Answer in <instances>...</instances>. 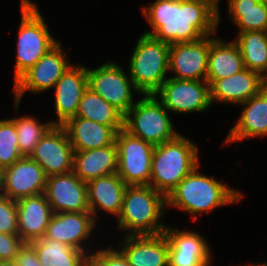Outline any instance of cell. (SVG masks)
Instances as JSON below:
<instances>
[{"label": "cell", "instance_id": "ac0fdd59", "mask_svg": "<svg viewBox=\"0 0 267 266\" xmlns=\"http://www.w3.org/2000/svg\"><path fill=\"white\" fill-rule=\"evenodd\" d=\"M96 222L91 212L54 213L43 237L87 253L84 242L90 238Z\"/></svg>", "mask_w": 267, "mask_h": 266}, {"label": "cell", "instance_id": "836d02e7", "mask_svg": "<svg viewBox=\"0 0 267 266\" xmlns=\"http://www.w3.org/2000/svg\"><path fill=\"white\" fill-rule=\"evenodd\" d=\"M101 249L87 255V266H132L118 249Z\"/></svg>", "mask_w": 267, "mask_h": 266}, {"label": "cell", "instance_id": "f546056e", "mask_svg": "<svg viewBox=\"0 0 267 266\" xmlns=\"http://www.w3.org/2000/svg\"><path fill=\"white\" fill-rule=\"evenodd\" d=\"M237 44L245 68L264 76L267 73V31L239 32Z\"/></svg>", "mask_w": 267, "mask_h": 266}, {"label": "cell", "instance_id": "9a60e30c", "mask_svg": "<svg viewBox=\"0 0 267 266\" xmlns=\"http://www.w3.org/2000/svg\"><path fill=\"white\" fill-rule=\"evenodd\" d=\"M210 36L195 42L170 44L169 71L178 80L206 81Z\"/></svg>", "mask_w": 267, "mask_h": 266}, {"label": "cell", "instance_id": "603a6c76", "mask_svg": "<svg viewBox=\"0 0 267 266\" xmlns=\"http://www.w3.org/2000/svg\"><path fill=\"white\" fill-rule=\"evenodd\" d=\"M127 185L117 173L101 176L87 183L89 210L96 221L99 209L119 216Z\"/></svg>", "mask_w": 267, "mask_h": 266}, {"label": "cell", "instance_id": "277c9868", "mask_svg": "<svg viewBox=\"0 0 267 266\" xmlns=\"http://www.w3.org/2000/svg\"><path fill=\"white\" fill-rule=\"evenodd\" d=\"M179 134L175 139L155 146L150 186L166 198L181 180L199 164V147Z\"/></svg>", "mask_w": 267, "mask_h": 266}, {"label": "cell", "instance_id": "4316f807", "mask_svg": "<svg viewBox=\"0 0 267 266\" xmlns=\"http://www.w3.org/2000/svg\"><path fill=\"white\" fill-rule=\"evenodd\" d=\"M41 266H87V255L65 243L42 237L30 242Z\"/></svg>", "mask_w": 267, "mask_h": 266}, {"label": "cell", "instance_id": "d4e9b609", "mask_svg": "<svg viewBox=\"0 0 267 266\" xmlns=\"http://www.w3.org/2000/svg\"><path fill=\"white\" fill-rule=\"evenodd\" d=\"M62 126L68 133L74 151L91 150L112 145L117 134L110 126L81 117L70 118Z\"/></svg>", "mask_w": 267, "mask_h": 266}, {"label": "cell", "instance_id": "e0dca14e", "mask_svg": "<svg viewBox=\"0 0 267 266\" xmlns=\"http://www.w3.org/2000/svg\"><path fill=\"white\" fill-rule=\"evenodd\" d=\"M88 88L87 67L71 65L54 86V106L57 119L54 125L62 126L76 116L84 91Z\"/></svg>", "mask_w": 267, "mask_h": 266}, {"label": "cell", "instance_id": "d6986e66", "mask_svg": "<svg viewBox=\"0 0 267 266\" xmlns=\"http://www.w3.org/2000/svg\"><path fill=\"white\" fill-rule=\"evenodd\" d=\"M124 237L118 250L132 266H169V242L164 232Z\"/></svg>", "mask_w": 267, "mask_h": 266}, {"label": "cell", "instance_id": "1f68e13d", "mask_svg": "<svg viewBox=\"0 0 267 266\" xmlns=\"http://www.w3.org/2000/svg\"><path fill=\"white\" fill-rule=\"evenodd\" d=\"M19 151L17 132L14 122L9 119L0 120V171L22 158Z\"/></svg>", "mask_w": 267, "mask_h": 266}, {"label": "cell", "instance_id": "ba28073f", "mask_svg": "<svg viewBox=\"0 0 267 266\" xmlns=\"http://www.w3.org/2000/svg\"><path fill=\"white\" fill-rule=\"evenodd\" d=\"M60 41L45 53L31 68L14 81L15 108L18 110L24 93H43L53 89L63 73L72 65Z\"/></svg>", "mask_w": 267, "mask_h": 266}, {"label": "cell", "instance_id": "2e32d148", "mask_svg": "<svg viewBox=\"0 0 267 266\" xmlns=\"http://www.w3.org/2000/svg\"><path fill=\"white\" fill-rule=\"evenodd\" d=\"M164 233L169 242V266H210L212 251L201 234L171 226Z\"/></svg>", "mask_w": 267, "mask_h": 266}, {"label": "cell", "instance_id": "484cf974", "mask_svg": "<svg viewBox=\"0 0 267 266\" xmlns=\"http://www.w3.org/2000/svg\"><path fill=\"white\" fill-rule=\"evenodd\" d=\"M212 37V38H211ZM245 69L242 54L234 41L228 43L210 35L206 81L227 78Z\"/></svg>", "mask_w": 267, "mask_h": 266}, {"label": "cell", "instance_id": "7c38bea8", "mask_svg": "<svg viewBox=\"0 0 267 266\" xmlns=\"http://www.w3.org/2000/svg\"><path fill=\"white\" fill-rule=\"evenodd\" d=\"M43 168L29 156H23L0 171V193L11 200L44 193L46 185Z\"/></svg>", "mask_w": 267, "mask_h": 266}, {"label": "cell", "instance_id": "44dd1931", "mask_svg": "<svg viewBox=\"0 0 267 266\" xmlns=\"http://www.w3.org/2000/svg\"><path fill=\"white\" fill-rule=\"evenodd\" d=\"M239 105L244 106L243 111L237 123L229 130L224 145L267 136V86Z\"/></svg>", "mask_w": 267, "mask_h": 266}, {"label": "cell", "instance_id": "5bb4252c", "mask_svg": "<svg viewBox=\"0 0 267 266\" xmlns=\"http://www.w3.org/2000/svg\"><path fill=\"white\" fill-rule=\"evenodd\" d=\"M44 195L54 213L90 212L87 183L73 171L47 177Z\"/></svg>", "mask_w": 267, "mask_h": 266}, {"label": "cell", "instance_id": "6da1fadb", "mask_svg": "<svg viewBox=\"0 0 267 266\" xmlns=\"http://www.w3.org/2000/svg\"><path fill=\"white\" fill-rule=\"evenodd\" d=\"M142 7L152 27L143 34L164 43L195 42L217 33L221 12L216 0H155Z\"/></svg>", "mask_w": 267, "mask_h": 266}, {"label": "cell", "instance_id": "cb8c5ba5", "mask_svg": "<svg viewBox=\"0 0 267 266\" xmlns=\"http://www.w3.org/2000/svg\"><path fill=\"white\" fill-rule=\"evenodd\" d=\"M73 172L86 183L101 176L117 173L116 143L97 149L74 151Z\"/></svg>", "mask_w": 267, "mask_h": 266}, {"label": "cell", "instance_id": "4fadbf2b", "mask_svg": "<svg viewBox=\"0 0 267 266\" xmlns=\"http://www.w3.org/2000/svg\"><path fill=\"white\" fill-rule=\"evenodd\" d=\"M74 150L63 126L54 125L29 156L42 168L46 177L73 171Z\"/></svg>", "mask_w": 267, "mask_h": 266}, {"label": "cell", "instance_id": "e575fe53", "mask_svg": "<svg viewBox=\"0 0 267 266\" xmlns=\"http://www.w3.org/2000/svg\"><path fill=\"white\" fill-rule=\"evenodd\" d=\"M23 244L18 234L0 233V263H11Z\"/></svg>", "mask_w": 267, "mask_h": 266}, {"label": "cell", "instance_id": "5b68a950", "mask_svg": "<svg viewBox=\"0 0 267 266\" xmlns=\"http://www.w3.org/2000/svg\"><path fill=\"white\" fill-rule=\"evenodd\" d=\"M170 44L142 34L129 61V76L139 95H154L168 79Z\"/></svg>", "mask_w": 267, "mask_h": 266}, {"label": "cell", "instance_id": "52a82bcc", "mask_svg": "<svg viewBox=\"0 0 267 266\" xmlns=\"http://www.w3.org/2000/svg\"><path fill=\"white\" fill-rule=\"evenodd\" d=\"M142 96L124 115V129L153 146L175 139L180 133L174 130L168 110L154 95Z\"/></svg>", "mask_w": 267, "mask_h": 266}, {"label": "cell", "instance_id": "8d00e7d4", "mask_svg": "<svg viewBox=\"0 0 267 266\" xmlns=\"http://www.w3.org/2000/svg\"><path fill=\"white\" fill-rule=\"evenodd\" d=\"M247 266H267V262H264V263H259V264H255L254 265V263L253 264H250V265H247Z\"/></svg>", "mask_w": 267, "mask_h": 266}, {"label": "cell", "instance_id": "f35d334b", "mask_svg": "<svg viewBox=\"0 0 267 266\" xmlns=\"http://www.w3.org/2000/svg\"><path fill=\"white\" fill-rule=\"evenodd\" d=\"M263 79H264V82H265V84L267 86V73L263 76Z\"/></svg>", "mask_w": 267, "mask_h": 266}, {"label": "cell", "instance_id": "74e56055", "mask_svg": "<svg viewBox=\"0 0 267 266\" xmlns=\"http://www.w3.org/2000/svg\"><path fill=\"white\" fill-rule=\"evenodd\" d=\"M0 266H14L12 263H0Z\"/></svg>", "mask_w": 267, "mask_h": 266}, {"label": "cell", "instance_id": "4dcf8cb0", "mask_svg": "<svg viewBox=\"0 0 267 266\" xmlns=\"http://www.w3.org/2000/svg\"><path fill=\"white\" fill-rule=\"evenodd\" d=\"M10 119L16 127L18 147L22 156H30L41 138L54 126L52 121L42 124L30 115Z\"/></svg>", "mask_w": 267, "mask_h": 266}, {"label": "cell", "instance_id": "7a4b0ae2", "mask_svg": "<svg viewBox=\"0 0 267 266\" xmlns=\"http://www.w3.org/2000/svg\"><path fill=\"white\" fill-rule=\"evenodd\" d=\"M197 166L190 174L179 182L166 198L167 206L174 207L193 216L209 213L217 207L237 203L242 193L198 171Z\"/></svg>", "mask_w": 267, "mask_h": 266}, {"label": "cell", "instance_id": "3957f363", "mask_svg": "<svg viewBox=\"0 0 267 266\" xmlns=\"http://www.w3.org/2000/svg\"><path fill=\"white\" fill-rule=\"evenodd\" d=\"M166 207V197L150 185L127 186L117 227L126 236L163 233L167 226L160 220Z\"/></svg>", "mask_w": 267, "mask_h": 266}, {"label": "cell", "instance_id": "f1b7e54d", "mask_svg": "<svg viewBox=\"0 0 267 266\" xmlns=\"http://www.w3.org/2000/svg\"><path fill=\"white\" fill-rule=\"evenodd\" d=\"M229 19L239 32L267 31V5L260 0H227Z\"/></svg>", "mask_w": 267, "mask_h": 266}, {"label": "cell", "instance_id": "7402d4cb", "mask_svg": "<svg viewBox=\"0 0 267 266\" xmlns=\"http://www.w3.org/2000/svg\"><path fill=\"white\" fill-rule=\"evenodd\" d=\"M18 209V236L24 242L42 238L54 212L44 193L16 201Z\"/></svg>", "mask_w": 267, "mask_h": 266}, {"label": "cell", "instance_id": "d6a6232c", "mask_svg": "<svg viewBox=\"0 0 267 266\" xmlns=\"http://www.w3.org/2000/svg\"><path fill=\"white\" fill-rule=\"evenodd\" d=\"M0 233L18 234L17 202L0 193Z\"/></svg>", "mask_w": 267, "mask_h": 266}, {"label": "cell", "instance_id": "8992f818", "mask_svg": "<svg viewBox=\"0 0 267 266\" xmlns=\"http://www.w3.org/2000/svg\"><path fill=\"white\" fill-rule=\"evenodd\" d=\"M21 22L17 39L14 80L31 68L57 41L49 32L38 6L31 0H21Z\"/></svg>", "mask_w": 267, "mask_h": 266}, {"label": "cell", "instance_id": "30bf717a", "mask_svg": "<svg viewBox=\"0 0 267 266\" xmlns=\"http://www.w3.org/2000/svg\"><path fill=\"white\" fill-rule=\"evenodd\" d=\"M115 62L108 61L95 68H87L88 88L125 115L136 103L133 92L139 93L130 76Z\"/></svg>", "mask_w": 267, "mask_h": 266}, {"label": "cell", "instance_id": "d590c367", "mask_svg": "<svg viewBox=\"0 0 267 266\" xmlns=\"http://www.w3.org/2000/svg\"><path fill=\"white\" fill-rule=\"evenodd\" d=\"M14 266H41L34 246L24 242L11 262Z\"/></svg>", "mask_w": 267, "mask_h": 266}, {"label": "cell", "instance_id": "9c48e42d", "mask_svg": "<svg viewBox=\"0 0 267 266\" xmlns=\"http://www.w3.org/2000/svg\"><path fill=\"white\" fill-rule=\"evenodd\" d=\"M117 174L127 186L149 185L154 147L124 128L117 132Z\"/></svg>", "mask_w": 267, "mask_h": 266}, {"label": "cell", "instance_id": "8fae6325", "mask_svg": "<svg viewBox=\"0 0 267 266\" xmlns=\"http://www.w3.org/2000/svg\"><path fill=\"white\" fill-rule=\"evenodd\" d=\"M154 96L169 112L179 114L205 112L212 105L207 81L168 77Z\"/></svg>", "mask_w": 267, "mask_h": 266}, {"label": "cell", "instance_id": "ffe728a7", "mask_svg": "<svg viewBox=\"0 0 267 266\" xmlns=\"http://www.w3.org/2000/svg\"><path fill=\"white\" fill-rule=\"evenodd\" d=\"M266 86L263 76L247 68L209 85L210 100L225 104H241L258 94Z\"/></svg>", "mask_w": 267, "mask_h": 266}, {"label": "cell", "instance_id": "83f0119b", "mask_svg": "<svg viewBox=\"0 0 267 266\" xmlns=\"http://www.w3.org/2000/svg\"><path fill=\"white\" fill-rule=\"evenodd\" d=\"M75 117L110 126L116 132L124 128V115L90 88L84 91Z\"/></svg>", "mask_w": 267, "mask_h": 266}, {"label": "cell", "instance_id": "ab89813d", "mask_svg": "<svg viewBox=\"0 0 267 266\" xmlns=\"http://www.w3.org/2000/svg\"><path fill=\"white\" fill-rule=\"evenodd\" d=\"M260 1L267 5V0H260Z\"/></svg>", "mask_w": 267, "mask_h": 266}]
</instances>
